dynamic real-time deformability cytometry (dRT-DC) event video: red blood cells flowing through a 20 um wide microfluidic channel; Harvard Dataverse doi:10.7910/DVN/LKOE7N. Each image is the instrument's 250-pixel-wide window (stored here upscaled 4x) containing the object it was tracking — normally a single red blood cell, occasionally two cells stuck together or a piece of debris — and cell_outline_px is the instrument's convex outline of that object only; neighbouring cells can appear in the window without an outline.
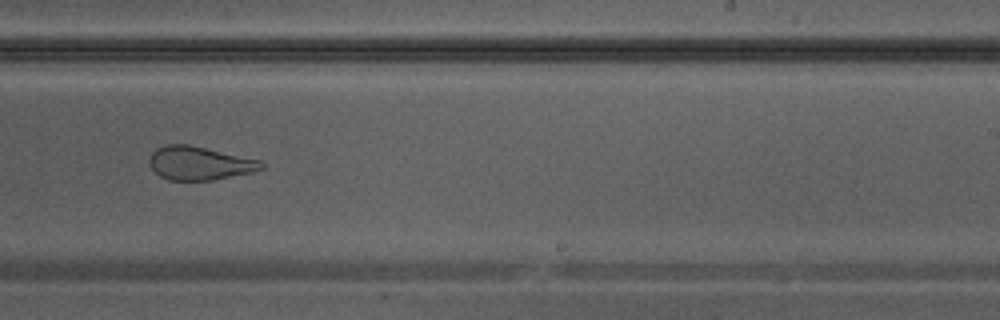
{"species": "Egyptian fruit bat (a non-hibernating species)", "species_latin": "Rousettus aegyptiacus", "temperature_condition": "warm", "stored_images_in_passage": 38, "camera_frame_rate_fps": 3000, "um_per_image_px": 0.085, "animal": {"sex": "male"}, "frame": {"image": 1, "passage_image": 27, "time_ms": 8.667, "image_size_px": [1000, 320], "cell_outline_px": [[264, 168], [252, 172], [212, 180], [168, 180], [160, 176], [148, 164], [148, 160], [152, 152], [156, 148], [164, 144], [188, 144], [260, 160], [264, 164]], "centroid_in_image_um": [16.92, 13.86], "position_along_channel_um": 272.1, "area_um2": 21.85}}